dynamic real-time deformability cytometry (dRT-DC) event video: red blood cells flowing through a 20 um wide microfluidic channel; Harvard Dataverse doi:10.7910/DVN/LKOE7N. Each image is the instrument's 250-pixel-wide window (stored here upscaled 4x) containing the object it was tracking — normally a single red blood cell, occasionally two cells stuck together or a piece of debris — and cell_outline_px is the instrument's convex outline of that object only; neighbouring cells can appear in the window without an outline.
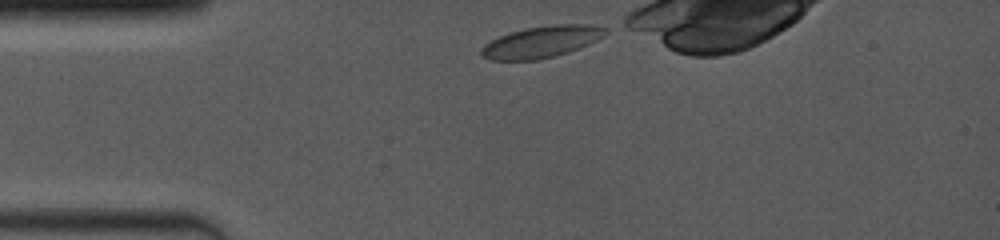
{"species": "common noctule bat (a hibernating species)", "species_latin": "Nyctalus noctula", "temperature_condition": "room temperature", "stored_images_in_passage": 15, "camera_frame_rate_fps": 4000, "um_per_image_px": 0.085, "animal": {"sex": "female", "body_mass_g": 19.0, "forearm_length_mm": 53.3}, "frame": {"image": 1, "passage_image": 1, "time_ms": 0.0, "image_size_px": [1000, 240], "cell_outline_px": [[608, 32], [604, 36], [588, 44], [568, 52], [536, 60], [488, 60], [480, 56], [480, 48], [484, 44], [500, 36], [524, 28], [552, 24], [592, 24], [608, 28]], "centroid_in_image_um": [46.02, 3.55], "position_along_channel_um": 39.0, "area_um2": 22.95}}
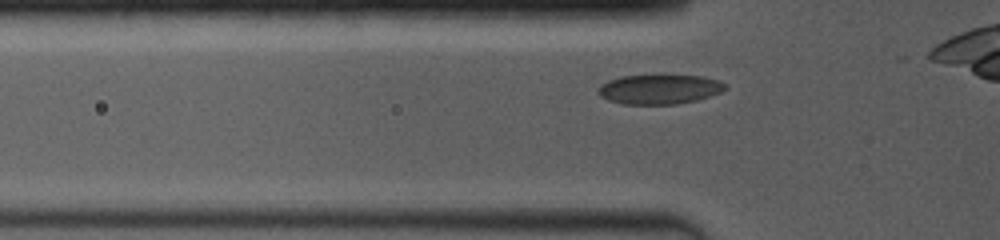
{"frame": {"image": 2, "passage_image": 9, "time_ms": 1.5, "image_size_px": [1000, 240], "cell_outline_px": [[728, 88], [720, 92], [696, 100], [676, 104], [620, 104], [608, 100], [600, 96], [596, 92], [600, 84], [608, 80], [620, 76], [704, 76], [720, 80], [728, 84]], "centroid_in_image_um": [56.04, 7.59], "position_along_channel_um": 69.8, "area_um2": 21.96}}
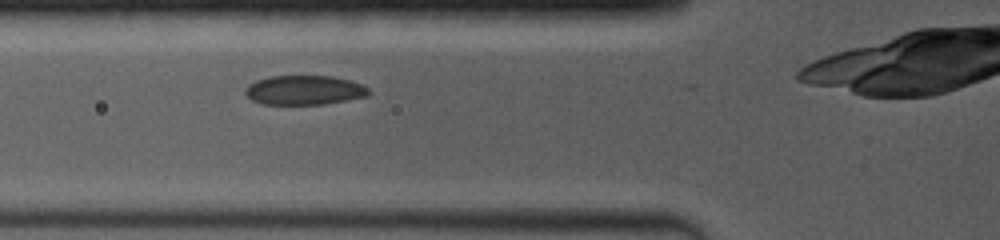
{"frame": {"image": 3, "passage_image": 13, "time_ms": 2.25, "image_size_px": [1000, 240], "cell_outline_px": [[372, 92], [368, 96], [324, 104], [260, 104], [252, 100], [244, 92], [244, 88], [248, 84], [256, 80], [268, 76], [332, 76], [348, 80], [360, 84], [368, 88]], "centroid_in_image_um": [25.84, 7.66], "position_along_channel_um": 100.0, "area_um2": 21.21}}